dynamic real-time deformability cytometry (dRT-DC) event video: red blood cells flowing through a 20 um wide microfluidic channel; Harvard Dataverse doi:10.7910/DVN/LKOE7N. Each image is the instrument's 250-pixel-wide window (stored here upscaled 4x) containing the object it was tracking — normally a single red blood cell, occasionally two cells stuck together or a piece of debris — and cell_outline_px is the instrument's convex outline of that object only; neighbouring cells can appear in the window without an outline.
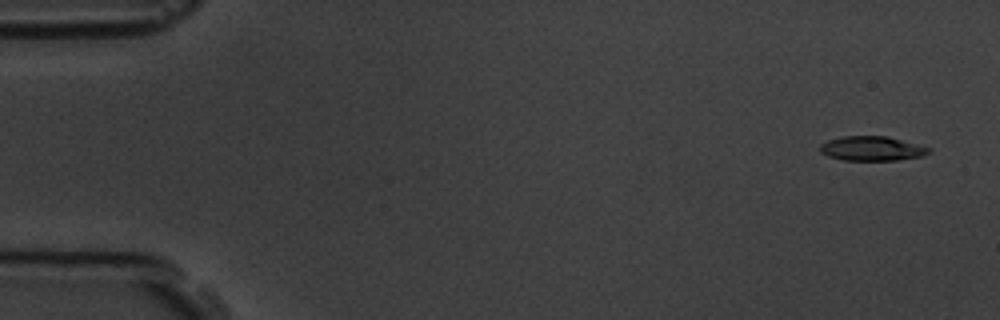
{"species": "common noctule bat (a hibernating species)", "species_latin": "Nyctalus noctula", "temperature_condition": "room temperature", "stored_images_in_passage": 5, "camera_frame_rate_fps": 3000, "um_per_image_px": 0.085, "animal": {"sex": "male", "body_mass_g": 19.5, "forearm_length_mm": 54.6}, "frame": {"image": 1, "passage_image": 1, "time_ms": 0.0, "image_size_px": [1000, 320], "cell_outline_px": [[932, 148], [924, 156], [896, 160], [844, 160], [828, 156], [820, 152], [820, 144], [828, 140], [844, 136], [888, 136]], "centroid_in_image_um": [74.12, 12.62], "position_along_channel_um": 10.9, "area_um2": 15.49}}
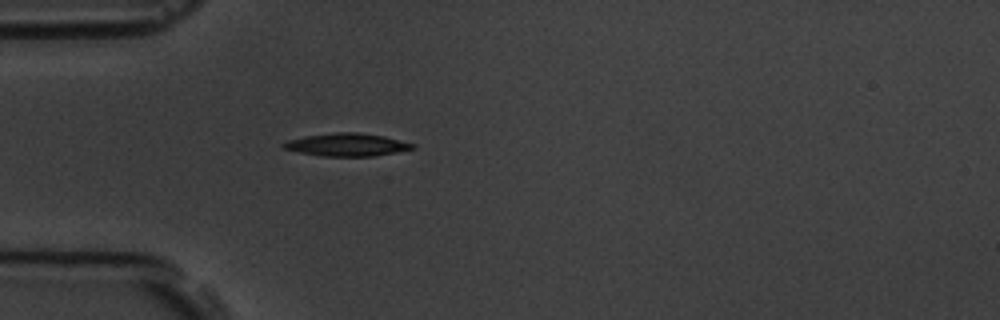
{"frame": {"image": 2, "passage_image": 5, "time_ms": 4.667, "image_size_px": [1000, 320], "cell_outline_px": [[416, 148], [396, 152], [372, 156], [320, 156], [300, 152], [284, 148], [280, 144], [288, 140], [304, 136], [336, 132], [356, 132], [384, 136], [416, 144]], "centroid_in_image_um": [29.49, 12.29], "position_along_channel_um": 55.5, "area_um2": 17.11}}